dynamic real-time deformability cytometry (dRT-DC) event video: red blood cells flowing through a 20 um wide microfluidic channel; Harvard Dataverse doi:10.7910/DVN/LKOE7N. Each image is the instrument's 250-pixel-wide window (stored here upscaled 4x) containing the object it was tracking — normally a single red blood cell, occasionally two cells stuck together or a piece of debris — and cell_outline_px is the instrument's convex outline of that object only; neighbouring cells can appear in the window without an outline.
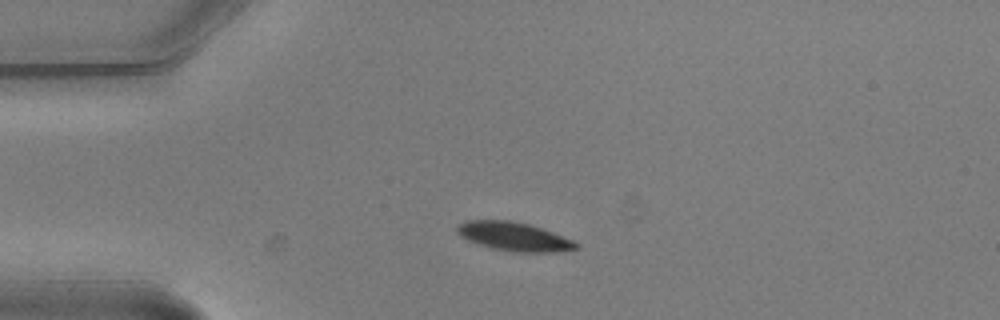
{"species": "common noctule bat (a hibernating species)", "species_latin": "Nyctalus noctula", "temperature_condition": "warm", "stored_images_in_passage": 4, "camera_frame_rate_fps": 3000, "um_per_image_px": 0.085, "animal": {"sex": "male", "body_mass_g": 20.5, "forearm_length_mm": 52.5}, "frame": {"image": 1, "passage_image": 2, "time_ms": 0.333, "image_size_px": [1000, 320], "cell_outline_px": [[580, 244], [576, 248], [556, 252], [512, 252], [492, 248], [468, 240], [460, 236], [456, 232], [456, 228], [460, 224], [468, 220], [512, 220], [528, 224], [552, 232], [572, 240]], "centroid_in_image_um": [43.67, 20.1], "position_along_channel_um": 41.3, "area_um2": 19.71}}
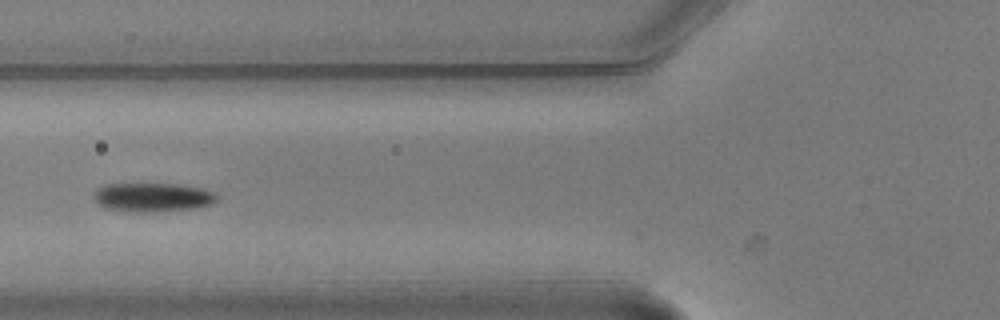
{"frame": {"image": 2, "passage_image": 4, "time_ms": 1.0, "image_size_px": [1000, 320], "cell_outline_px": [[220, 196], [216, 200], [208, 204], [192, 208], [156, 212], [132, 212], [104, 208], [92, 200], [92, 192], [96, 188], [104, 184], [180, 184], [204, 188]], "centroid_in_image_um": [12.89, 16.76], "position_along_channel_um": 112.9, "area_um2": 21.04}}